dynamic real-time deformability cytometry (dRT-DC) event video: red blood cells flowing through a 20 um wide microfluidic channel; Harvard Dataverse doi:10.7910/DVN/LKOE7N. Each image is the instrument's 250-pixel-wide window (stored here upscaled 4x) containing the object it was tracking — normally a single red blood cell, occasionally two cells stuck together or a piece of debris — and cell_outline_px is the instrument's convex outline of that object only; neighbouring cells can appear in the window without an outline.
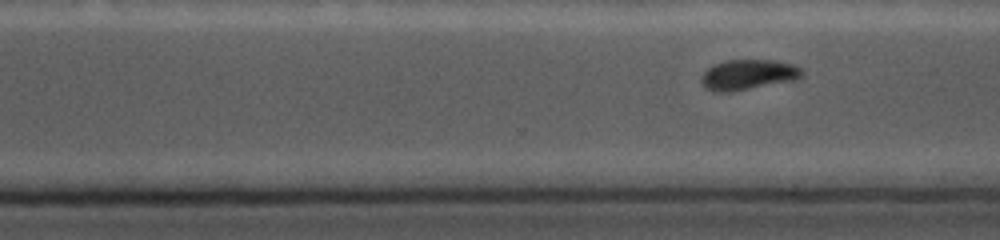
{"species": "common noctule bat (a hibernating species)", "species_latin": "Nyctalus noctula", "temperature_condition": "cold", "stored_images_in_passage": 64, "camera_frame_rate_fps": 5000, "um_per_image_px": 0.085, "animal": {"sex": "female", "body_mass_g": 19.0, "forearm_length_mm": 56.7}, "frame": {"image": 1, "passage_image": 45, "time_ms": 8.6, "image_size_px": [1000, 240], "cell_outline_px": [[804, 76], [796, 80], [732, 92], [712, 92], [700, 80], [700, 76], [708, 68], [716, 64], [728, 60], [776, 60], [792, 64], [800, 68], [804, 72]], "centroid_in_image_um": [63.63, 6.36], "position_along_channel_um": 307.0, "area_um2": 17.86}}
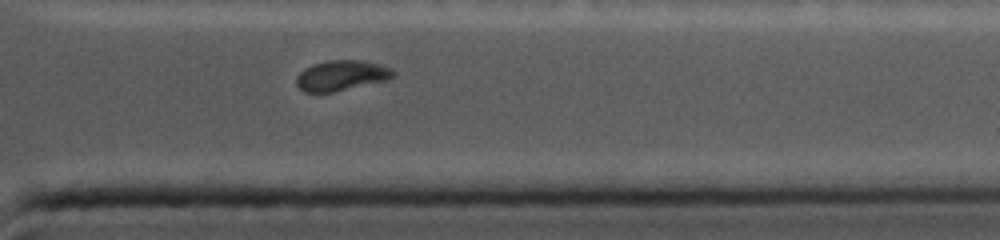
{"frame": {"image": 2, "passage_image": 55, "time_ms": 10.6, "image_size_px": [1000, 240], "cell_outline_px": [[396, 76], [388, 80], [332, 92], [304, 92], [296, 84], [296, 76], [304, 68], [312, 64], [328, 60], [360, 60], [392, 68], [396, 72]], "centroid_in_image_um": [29.03, 6.41], "position_along_channel_um": 382.4, "area_um2": 17.17}}
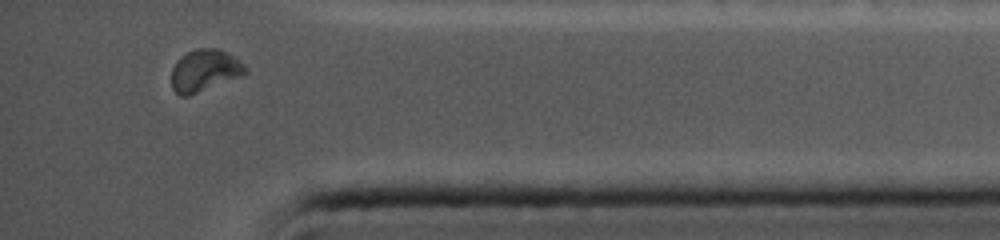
{"frame": {"image": 3, "passage_image": 61, "time_ms": 11.6, "image_size_px": [1000, 240], "cell_outline_px": [[248, 72], [240, 76], [188, 96], [180, 96], [172, 88], [172, 68], [176, 60], [180, 56], [196, 48], [216, 48], [228, 52], [240, 60], [248, 68]], "centroid_in_image_um": [17.39, 5.97], "position_along_channel_um": 417.8, "area_um2": 18.09}}